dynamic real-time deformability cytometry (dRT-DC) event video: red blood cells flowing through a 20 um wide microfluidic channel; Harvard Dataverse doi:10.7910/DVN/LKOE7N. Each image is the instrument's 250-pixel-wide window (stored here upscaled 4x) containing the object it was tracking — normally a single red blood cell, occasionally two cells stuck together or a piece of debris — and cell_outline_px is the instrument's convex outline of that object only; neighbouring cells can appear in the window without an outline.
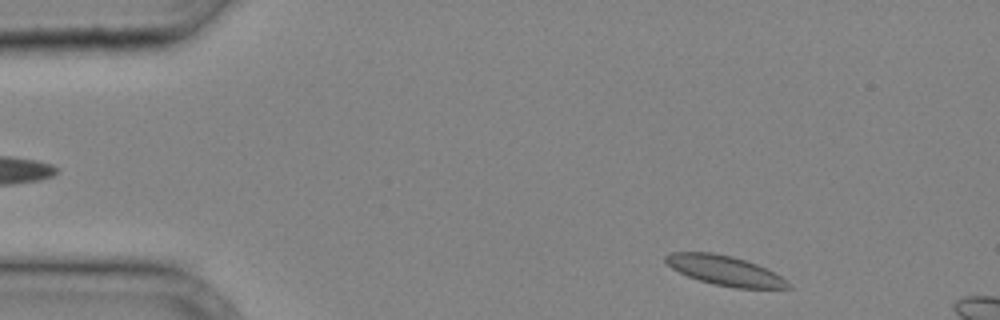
{"species": "common noctule bat (a hibernating species)", "species_latin": "Nyctalus noctula", "temperature_condition": "cold", "stored_images_in_passage": 6, "camera_frame_rate_fps": 3000, "um_per_image_px": 0.085, "animal": {"sex": "male", "body_mass_g": 20.4}, "frame": {"image": 1, "passage_image": 1, "time_ms": 0.0, "image_size_px": [1000, 320], "cell_outline_px": [[792, 288], [736, 288], [712, 284], [688, 276], [672, 268], [664, 260], [664, 256], [672, 252], [712, 252], [732, 256], [756, 264], [788, 280]], "centroid_in_image_um": [61.6, 22.99], "position_along_channel_um": 23.4, "area_um2": 20.98}}